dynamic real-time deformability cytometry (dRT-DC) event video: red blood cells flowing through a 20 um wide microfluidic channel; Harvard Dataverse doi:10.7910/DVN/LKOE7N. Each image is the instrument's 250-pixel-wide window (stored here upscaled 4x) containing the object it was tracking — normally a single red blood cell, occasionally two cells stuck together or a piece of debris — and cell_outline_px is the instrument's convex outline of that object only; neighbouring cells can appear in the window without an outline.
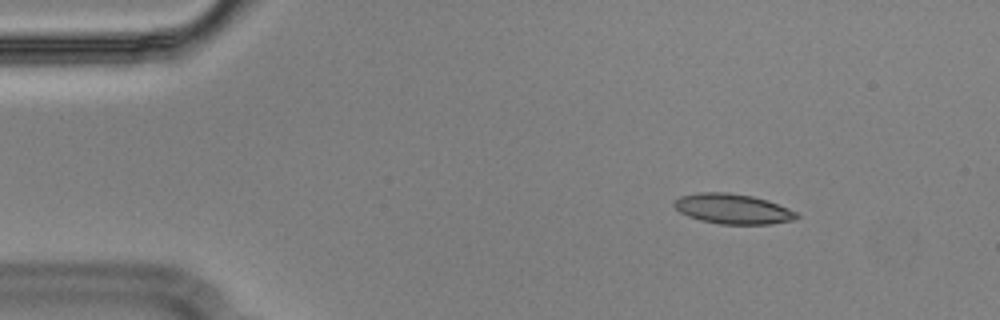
{"species": "Egyptian fruit bat (a non-hibernating species)", "species_latin": "Rousettus aegyptiacus", "temperature_condition": "cold", "stored_images_in_passage": 9, "camera_frame_rate_fps": 3000, "um_per_image_px": 0.085, "animal": {"sex": "male"}, "frame": {"image": 1, "passage_image": 1, "time_ms": 0.0, "image_size_px": [1000, 320], "cell_outline_px": [[800, 216], [796, 220], [772, 224], [720, 224], [700, 220], [688, 216], [680, 212], [672, 204], [680, 196], [696, 192], [728, 192], [752, 196], [768, 200], [788, 208], [796, 212]], "centroid_in_image_um": [62.3, 17.75], "position_along_channel_um": 22.7, "area_um2": 21.62}}